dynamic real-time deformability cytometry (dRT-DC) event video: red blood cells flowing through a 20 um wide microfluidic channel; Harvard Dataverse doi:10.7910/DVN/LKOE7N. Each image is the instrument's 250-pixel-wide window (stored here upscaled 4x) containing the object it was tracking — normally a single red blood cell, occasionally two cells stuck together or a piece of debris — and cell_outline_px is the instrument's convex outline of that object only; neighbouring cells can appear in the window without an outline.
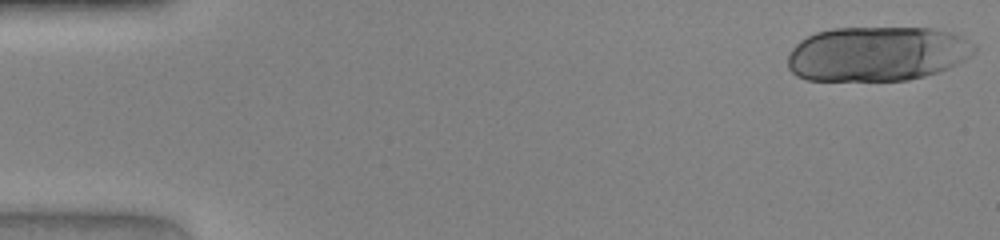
{"species": "human", "species_latin": "Homo sapiens", "temperature_condition": "warm", "stored_images_in_passage": 16, "camera_frame_rate_fps": 3000, "um_per_image_px": 0.085, "donor": {"sex": "female"}, "frame": {"image": 1, "passage_image": 1, "time_ms": 0.0, "image_size_px": [1000, 240], "cell_outline_px": [[976, 48], [964, 60], [940, 72], [908, 80], [808, 80], [796, 76], [788, 68], [788, 56], [792, 48], [800, 40], [816, 32], [832, 28], [932, 28], [952, 32], [976, 44]], "centroid_in_image_um": [74.54, 4.57], "position_along_channel_um": 10.5, "area_um2": 59.59}}